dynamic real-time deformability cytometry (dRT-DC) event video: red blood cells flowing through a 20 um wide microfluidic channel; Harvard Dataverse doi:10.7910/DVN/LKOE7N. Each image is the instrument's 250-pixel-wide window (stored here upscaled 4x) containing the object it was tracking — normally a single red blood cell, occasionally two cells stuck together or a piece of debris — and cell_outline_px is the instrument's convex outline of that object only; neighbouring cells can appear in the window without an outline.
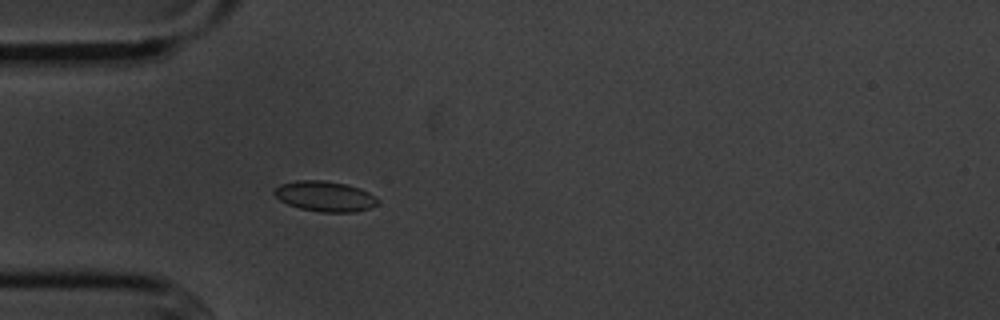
{"species": "common noctule bat (a hibernating species)", "species_latin": "Nyctalus noctula", "temperature_condition": "cold", "stored_images_in_passage": 4, "camera_frame_rate_fps": 3000, "um_per_image_px": 0.085, "animal": {"sex": "male", "body_mass_g": 20.1, "forearm_length_mm": 53.5}, "frame": {"image": 1, "passage_image": 4, "time_ms": 3.333, "image_size_px": [1000, 320], "cell_outline_px": [[376, 204], [368, 208], [356, 212], [320, 212], [300, 208], [288, 204], [280, 200], [272, 192], [280, 184], [296, 180], [324, 180], [344, 184], [360, 188], [376, 196]], "centroid_in_image_um": [27.59, 16.68], "position_along_channel_um": 57.4, "area_um2": 18.15}}